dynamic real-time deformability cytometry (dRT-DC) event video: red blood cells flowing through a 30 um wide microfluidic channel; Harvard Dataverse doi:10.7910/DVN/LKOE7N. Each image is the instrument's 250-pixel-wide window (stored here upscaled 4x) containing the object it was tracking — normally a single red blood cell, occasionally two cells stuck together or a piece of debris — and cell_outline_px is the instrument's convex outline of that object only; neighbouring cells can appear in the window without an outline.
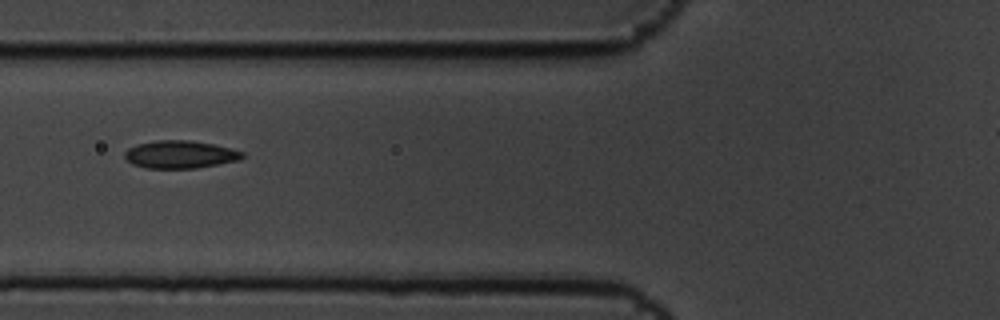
{"species": "common noctule bat (a hibernating species)", "species_latin": "Nyctalus noctula", "temperature_condition": "cold", "stored_images_in_passage": 15, "camera_frame_rate_fps": 3000, "um_per_image_px": 0.085, "animal": {"sex": "male", "body_mass_g": 19.5, "forearm_length_mm": 54.6}, "frame": {"image": 1, "passage_image": 6, "time_ms": 1.667, "image_size_px": [1000, 320], "cell_outline_px": [[244, 156], [240, 160], [196, 168], [148, 168], [132, 164], [124, 156], [124, 152], [128, 148], [136, 144], [156, 140], [192, 140], [232, 148], [244, 152]], "centroid_in_image_um": [15.32, 13.12], "position_along_channel_um": 110.5, "area_um2": 19.07}}
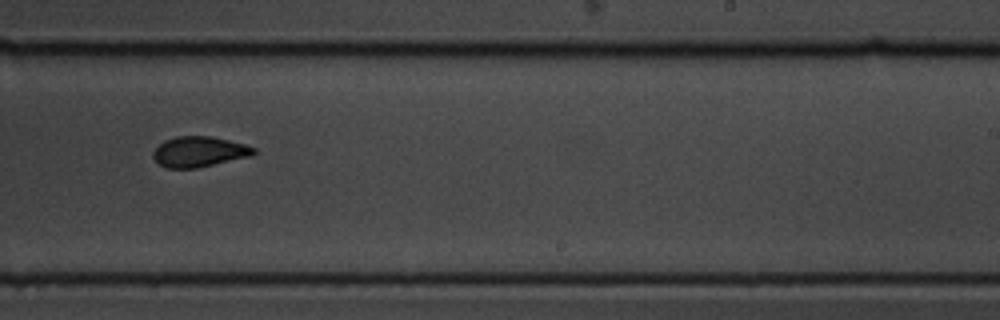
{"frame": {"image": 2, "passage_image": 10, "time_ms": 3.0, "image_size_px": [1000, 320], "cell_outline_px": [[256, 152], [252, 156], [196, 168], [164, 168], [152, 156], [152, 152], [164, 140], [176, 136], [212, 136], [244, 144], [256, 148]], "centroid_in_image_um": [16.93, 12.89], "position_along_channel_um": 272.1, "area_um2": 17.86}}
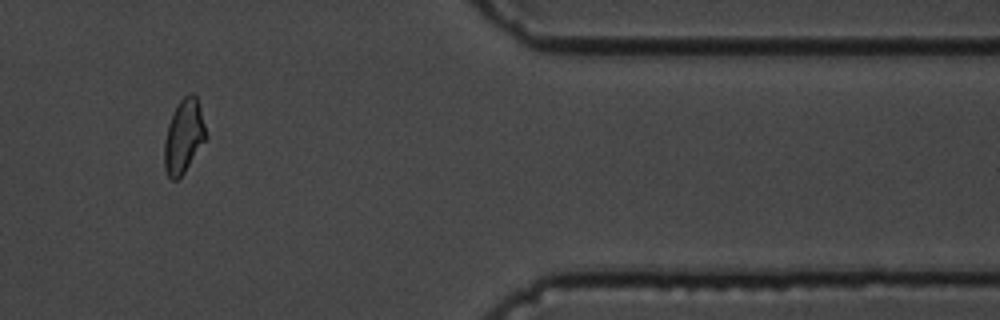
{"frame": {"image": 3, "passage_image": 13, "time_ms": 4.0, "image_size_px": [1000, 320], "cell_outline_px": [[208, 136], [184, 172], [176, 180], [172, 180], [168, 176], [164, 168], [164, 144], [168, 124], [176, 104], [188, 92], [192, 92], [196, 96], [200, 108]], "centroid_in_image_um": [15.61, 11.56], "position_along_channel_um": 395.8, "area_um2": 17.86}}